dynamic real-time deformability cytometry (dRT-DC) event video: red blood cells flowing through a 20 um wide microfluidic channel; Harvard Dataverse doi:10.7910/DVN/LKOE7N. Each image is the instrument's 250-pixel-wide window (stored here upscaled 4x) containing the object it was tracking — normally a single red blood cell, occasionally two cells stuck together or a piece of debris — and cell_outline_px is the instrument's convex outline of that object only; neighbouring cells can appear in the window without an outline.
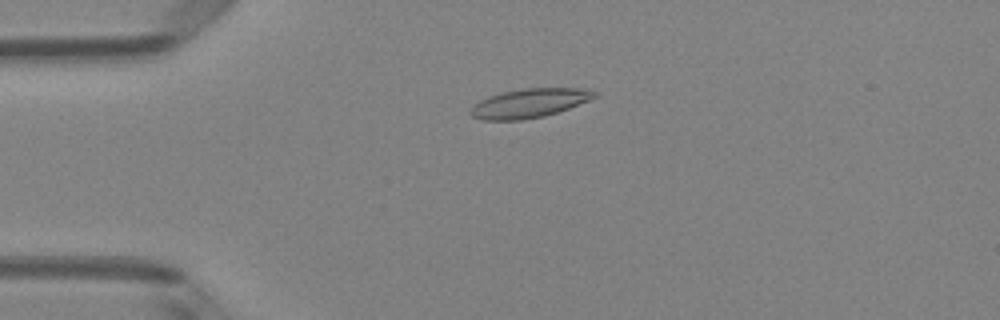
{"species": "Egyptian fruit bat (a non-hibernating species)", "species_latin": "Rousettus aegyptiacus", "temperature_condition": "room temperature", "stored_images_in_passage": 50, "camera_frame_rate_fps": 3000, "um_per_image_px": 0.085, "animal": {"sex": "female"}, "frame": {"image": 1, "passage_image": 12, "time_ms": 3.667, "image_size_px": [1000, 320], "cell_outline_px": [[600, 96], [568, 108], [544, 116], [520, 120], [484, 120], [472, 116], [468, 112], [480, 100], [488, 96], [504, 92], [524, 88], [580, 88], [600, 92]], "centroid_in_image_um": [45.03, 8.76], "position_along_channel_um": 40.0, "area_um2": 20.87}}
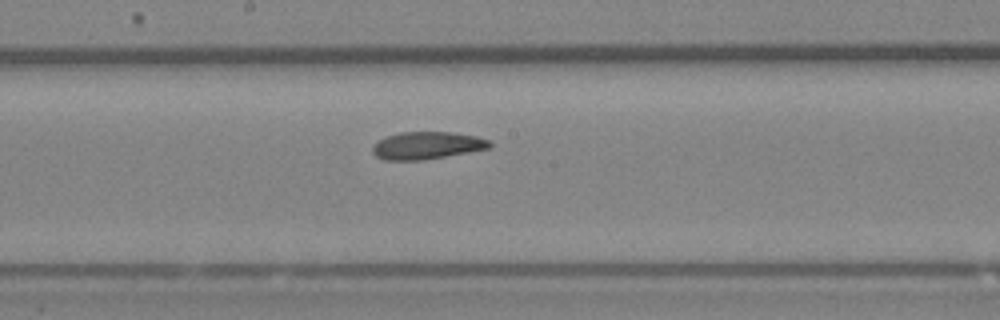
{"frame": {"image": 2, "passage_image": 27, "time_ms": 8.667, "image_size_px": [1000, 320], "cell_outline_px": [[492, 144], [488, 148], [468, 152], [424, 160], [384, 160], [376, 156], [372, 152], [372, 148], [384, 136], [400, 132], [448, 132], [476, 136], [492, 140]], "centroid_in_image_um": [36.29, 12.36], "position_along_channel_um": 211.9, "area_um2": 18.67}}
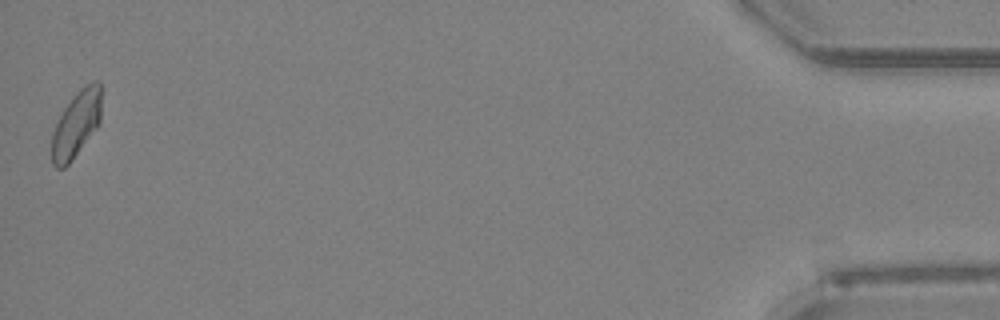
{"frame": {"image": 3, "passage_image": 50, "time_ms": 16.333, "image_size_px": [1000, 320], "cell_outline_px": [[100, 124], [72, 160], [64, 168], [56, 168], [52, 164], [52, 132], [64, 108], [76, 92], [80, 88], [92, 80], [100, 80]], "centroid_in_image_um": [6.49, 10.54], "position_along_channel_um": 428.7, "area_um2": 19.13}, "authors_computed_cell_mechanics": {"area_um2": 19.1318, "velocity_mm_per_s": 4.031, "shape_relaxation_time_tau1_ms": null, "shape_relaxation_time_tau2_ms": 4.2953, "deformation_change_tau1": null, "deformation_change_tau2": 0.1107}}